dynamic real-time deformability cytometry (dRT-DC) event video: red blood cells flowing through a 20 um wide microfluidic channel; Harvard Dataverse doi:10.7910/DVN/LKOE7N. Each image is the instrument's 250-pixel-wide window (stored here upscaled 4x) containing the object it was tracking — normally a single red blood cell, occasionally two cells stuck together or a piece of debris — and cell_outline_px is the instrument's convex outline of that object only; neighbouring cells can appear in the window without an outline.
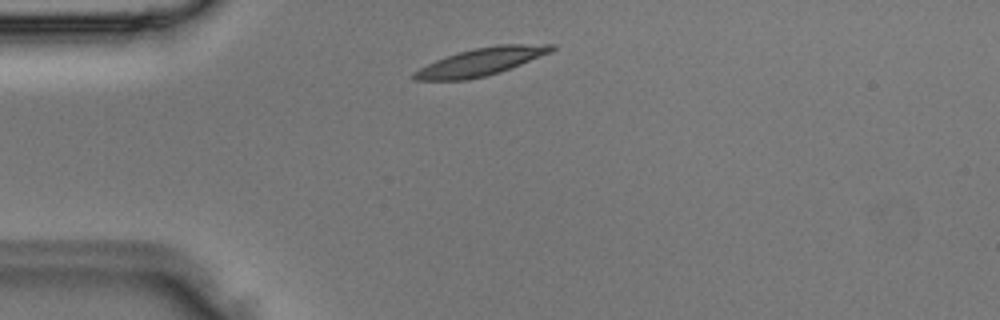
{"species": "Egyptian fruit bat (a non-hibernating species)", "species_latin": "Rousettus aegyptiacus", "temperature_condition": "room temperature", "stored_images_in_passage": 1, "camera_frame_rate_fps": 3000, "um_per_image_px": 0.085, "animal": {"sex": "male"}, "frame": {"image": 1, "passage_image": 1, "time_ms": 0.0, "image_size_px": [1000, 320], "cell_outline_px": [[556, 48], [552, 52], [500, 72], [468, 80], [416, 80], [412, 76], [412, 72], [436, 60], [472, 48], [496, 44], [556, 44]], "centroid_in_image_um": [40.92, 5.24], "position_along_channel_um": 44.1, "area_um2": 22.08}}